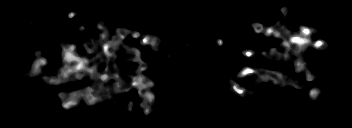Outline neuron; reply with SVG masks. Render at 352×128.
Returning <instances> with one entry per match:
<instances>
[{
  "label": "neuron",
  "instance_id": "obj_1",
  "mask_svg": "<svg viewBox=\"0 0 352 128\" xmlns=\"http://www.w3.org/2000/svg\"><path fill=\"white\" fill-rule=\"evenodd\" d=\"M77 13L76 12H72V13H69L67 15L68 18H73V17H76ZM97 27L101 30L104 29V27L101 25V23H98ZM254 30H255V33H260L262 31V27L259 25V24H256L254 25ZM125 32L126 30H122V31H119L118 32V37L119 38H122L124 39L125 38ZM274 34L275 37H281L283 34H282V27L280 29H273L271 27H267L264 31V35L266 37H269V35L271 34ZM312 33V31L309 29V28H305V27H302L301 28V32L300 34H297V35H292L290 34V32L288 30H284V35H286L285 37V40L283 42H278L277 44H283L284 46L288 47V50L286 52V55L284 54V58L285 59H289V55L291 53H294L292 51V47L293 49L295 50H301L303 48L304 45L306 44H312L313 42L309 40L308 36ZM107 35H108V32H105L103 34H101L100 36V44L102 46V50H103V53L102 55H98L96 56L93 60V63L91 62V64H96L99 62V59H100V56H103V54L105 55V58L108 59V70L106 71L105 74L103 75H98L96 74V71L97 69L94 67V65H92L93 67L92 68H87L86 67V64L90 63L88 59H85V58H82L81 56L77 55L74 53V49H76V45L73 44L71 45L70 47L66 46L65 43H63V47H64V70L60 71V74L62 76L59 77L58 79V83H61L63 82L65 79H67V77H71L75 74V72H79L81 75L84 74V75H89L91 76L92 78L94 79H99V78H102V79H110L111 78V75L113 74V71L114 69H117V67L115 66V64L113 63L115 61V54H114V50L116 48H122V46L120 47V41L116 40L114 42H112V44L107 40ZM140 35L139 32H134L132 34V36L134 38H138ZM142 43L145 45V44H149L153 47V48H156L157 49V43L158 41L156 42V40H153L152 37H144L142 40ZM218 44L219 45H223V40L222 39H219L218 41ZM323 45V42L322 41H315L311 46L313 47H320ZM133 54L135 56L134 60L136 62H139L140 63V66H139V69L140 70H144L146 68V65L145 63H143L141 60H140V52L139 51H136L135 49L133 50ZM255 52L253 51H245V55L246 57H251L252 55H254ZM268 58H271L273 59L274 56H276L275 54L271 53L269 55H267ZM76 61L77 64L74 65V66H69L68 64L70 62H74ZM45 63V60L44 59H40L39 61L35 62L33 64V70L37 71L39 68H40V65L44 64ZM295 64H296V68L295 70H299L300 67H303L305 68V64L301 61H295ZM247 74H257L260 76V78H264V80H269V79H273V81L276 83V84H285V77L282 76L281 73H271L268 69H265L263 70L262 72L261 71H258V70H255V69H251L249 67H247L244 71H241L240 73H238V78L239 79H243V77ZM309 74V76H307V79L308 81L312 80V76L310 73H307ZM133 78H134V82L131 83V84H121L119 83L118 85L115 86L116 90H127L131 87H138L139 88V95L142 96V97H147L150 99V101H152V99L154 98L153 94L151 92H149V89H151V87H154L153 85V82L149 81V79L145 78L143 79V77L140 75V74H134L133 75ZM143 80L145 81H148V85H145V83L143 82ZM290 82L293 84V88H299L301 86H299V84L295 81V80H290ZM230 87L233 88L238 94H243L245 93L247 89H240L237 87V85L235 83L233 84H230ZM98 90H100L101 92H103L104 96H106V91H102L103 88H100L98 86H91L88 90L86 89L85 92H77L75 94H73L71 96V99H69L68 101H65L63 102V108H68V107H71V106H74L76 103H77V100L80 98V97H83L84 100L87 102V104H92L93 102H95L97 99H99L100 97L95 95L96 92H98ZM318 95V92L315 91V90H312L310 92V97L313 99L315 98L316 96ZM93 96H96L95 98H93Z\"/></svg>",
  "mask_w": 352,
  "mask_h": 128
}]
</instances>
